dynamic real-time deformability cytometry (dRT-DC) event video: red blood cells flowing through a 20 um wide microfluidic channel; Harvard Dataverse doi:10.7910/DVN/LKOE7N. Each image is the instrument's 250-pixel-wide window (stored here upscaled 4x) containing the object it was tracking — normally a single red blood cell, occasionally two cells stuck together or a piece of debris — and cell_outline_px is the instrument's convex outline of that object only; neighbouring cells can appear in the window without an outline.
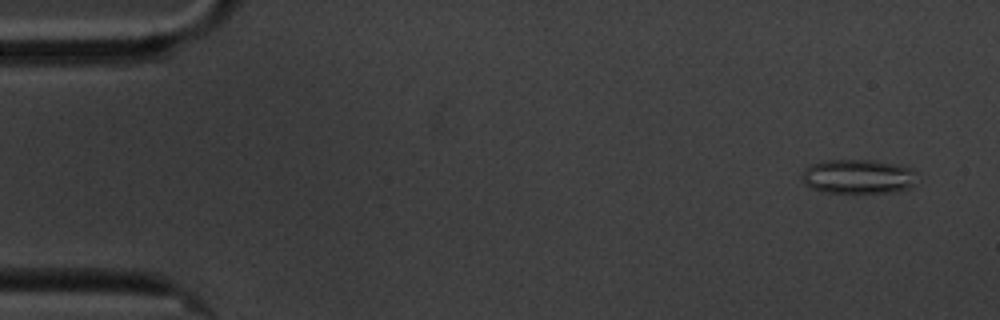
{"species": "common noctule bat (a hibernating species)", "species_latin": "Nyctalus noctula", "temperature_condition": "cold", "stored_images_in_passage": 59, "camera_frame_rate_fps": 3000, "um_per_image_px": 0.085, "animal": {"sex": "male", "body_mass_g": 20.1, "forearm_length_mm": 53.5}, "frame": {"image": 1, "passage_image": 4, "time_ms": 1.0, "image_size_px": [1000, 320], "cell_outline_px": [[912, 188], [896, 192], [824, 192], [812, 188], [804, 184], [804, 168], [808, 164], [820, 160], [872, 160], [912, 168]], "centroid_in_image_um": [72.87, 15.0], "position_along_channel_um": 12.1, "area_um2": 22.72}}
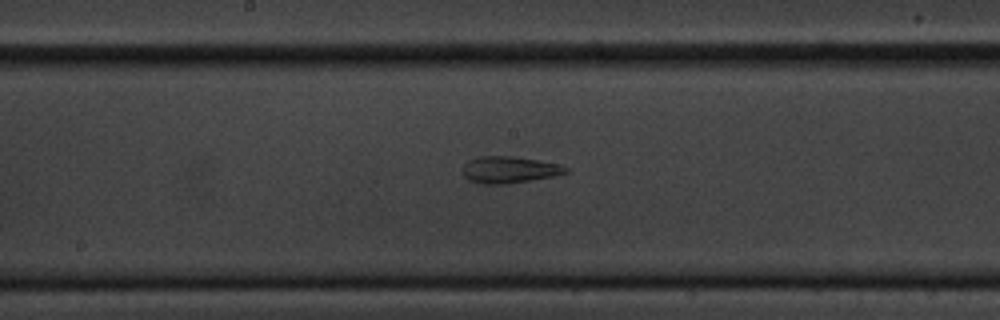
{"frame": {"image": 2, "passage_image": 31, "time_ms": 10.0, "image_size_px": [1000, 320], "cell_outline_px": [[568, 172], [552, 176], [532, 180], [508, 184], [480, 184], [468, 180], [464, 176], [464, 164], [468, 160], [480, 156], [512, 156], [560, 164], [568, 168]], "centroid_in_image_um": [43.27, 14.43], "position_along_channel_um": 204.9, "area_um2": 16.01}}
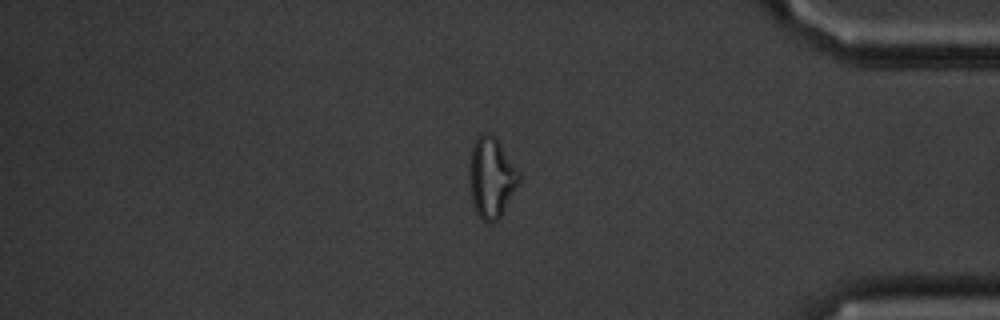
{"frame": {"image": 3, "passage_image": 50, "time_ms": 16.333, "image_size_px": [1000, 320], "cell_outline_px": [[520, 180], [516, 188], [500, 216], [492, 224], [488, 224], [476, 212], [472, 204], [468, 184], [468, 168], [472, 144], [484, 132], [488, 132], [496, 136], [520, 172]], "centroid_in_image_um": [41.74, 15.07], "position_along_channel_um": 393.5, "area_um2": 23.64}, "authors_computed_cell_mechanics": {"area_um2": 21.7328, "velocity_mm_per_s": 3.4031, "shape_relaxation_time_tau1_ms": null, "shape_relaxation_time_tau2_ms": 2.4896, "deformation_change_tau1": null, "deformation_change_tau2": 0.0891}}